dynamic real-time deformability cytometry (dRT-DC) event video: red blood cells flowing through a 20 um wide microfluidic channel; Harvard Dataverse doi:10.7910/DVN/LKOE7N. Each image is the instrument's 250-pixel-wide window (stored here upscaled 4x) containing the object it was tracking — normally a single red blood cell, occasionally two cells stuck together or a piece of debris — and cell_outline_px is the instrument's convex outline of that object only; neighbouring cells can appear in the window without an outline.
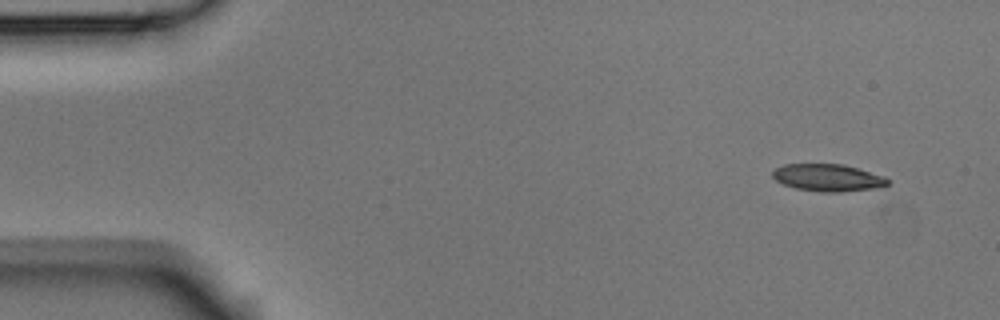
{"species": "Egyptian fruit bat (a non-hibernating species)", "species_latin": "Rousettus aegyptiacus", "temperature_condition": "room temperature", "stored_images_in_passage": 1, "camera_frame_rate_fps": 3000, "um_per_image_px": 0.085, "animal": {"sex": "male"}, "frame": {"image": 1, "passage_image": 1, "time_ms": 0.0, "image_size_px": [1000, 320], "cell_outline_px": [[888, 184], [876, 188], [840, 192], [824, 192], [796, 188], [784, 184], [776, 180], [772, 176], [772, 172], [776, 168], [784, 164], [844, 164], [884, 176], [888, 180]], "centroid_in_image_um": [70.36, 15.09], "position_along_channel_um": 14.6, "area_um2": 18.09}}